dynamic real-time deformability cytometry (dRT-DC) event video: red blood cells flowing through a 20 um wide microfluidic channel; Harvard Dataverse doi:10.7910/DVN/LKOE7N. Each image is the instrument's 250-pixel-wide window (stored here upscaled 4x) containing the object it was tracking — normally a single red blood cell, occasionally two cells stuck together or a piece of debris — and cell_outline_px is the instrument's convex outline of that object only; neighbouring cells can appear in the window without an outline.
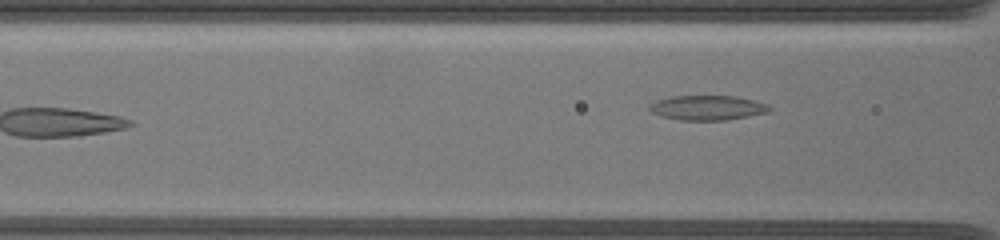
{"species": "common noctule bat (a hibernating species)", "species_latin": "Nyctalus noctula", "temperature_condition": "warm", "stored_images_in_passage": 15, "camera_frame_rate_fps": 3000, "um_per_image_px": 0.085, "animal": {"sex": "female", "body_mass_g": 19.5, "forearm_length_mm": 54.1}, "frame": {"image": 1, "passage_image": 15, "time_ms": 10.333, "image_size_px": [1000, 240], "cell_outline_px": [[772, 108], [768, 112], [728, 120], [680, 120], [660, 116], [652, 112], [648, 108], [648, 104], [656, 100], [672, 96], [732, 96], [752, 100], [768, 104]], "centroid_in_image_um": [60.1, 9.16], "position_along_channel_um": 106.5, "area_um2": 17.28}}